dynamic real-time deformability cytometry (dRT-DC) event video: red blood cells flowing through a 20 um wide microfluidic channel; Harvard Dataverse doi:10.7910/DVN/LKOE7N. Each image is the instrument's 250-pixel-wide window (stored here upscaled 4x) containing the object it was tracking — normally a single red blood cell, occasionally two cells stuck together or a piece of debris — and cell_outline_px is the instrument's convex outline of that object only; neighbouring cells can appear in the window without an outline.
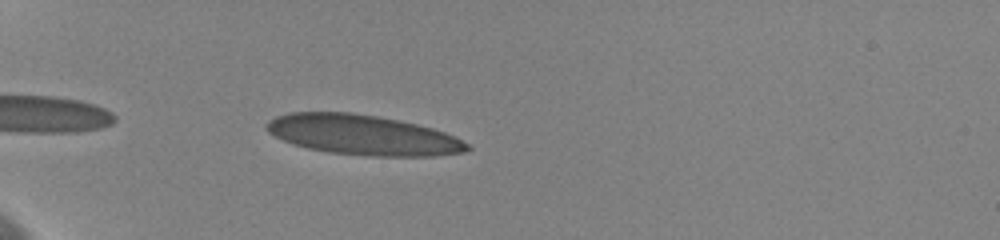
{"species": "human", "species_latin": "Homo sapiens", "temperature_condition": "cold", "stored_images_in_passage": 40, "camera_frame_rate_fps": 3000, "um_per_image_px": 0.085, "donor": {"sex": "female"}, "frame": {"image": 1, "passage_image": 1, "time_ms": 0.0, "image_size_px": [1000, 240], "cell_outline_px": [[472, 148], [464, 152], [432, 156], [372, 156], [328, 152], [308, 148], [292, 144], [268, 132], [264, 128], [264, 124], [268, 120], [276, 116], [288, 112], [352, 112], [400, 120], [432, 128], [456, 136], [468, 144]], "centroid_in_image_um": [30.82, 11.46], "position_along_channel_um": 54.2, "area_um2": 46.93}}
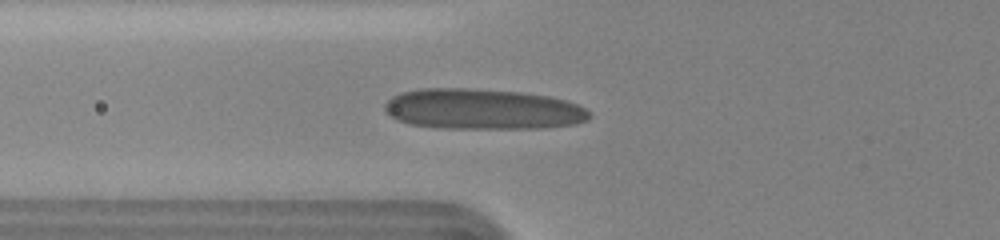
{"frame": {"image": 2, "passage_image": 9, "time_ms": 1.667, "image_size_px": [1000, 240], "cell_outline_px": [[592, 116], [588, 120], [576, 124], [540, 128], [440, 128], [408, 124], [396, 120], [388, 116], [384, 112], [384, 104], [392, 96], [400, 92], [420, 88], [468, 88], [520, 92], [548, 96], [568, 100], [580, 104]], "centroid_in_image_um": [40.99, 9.28], "position_along_channel_um": 84.8, "area_um2": 48.96}}
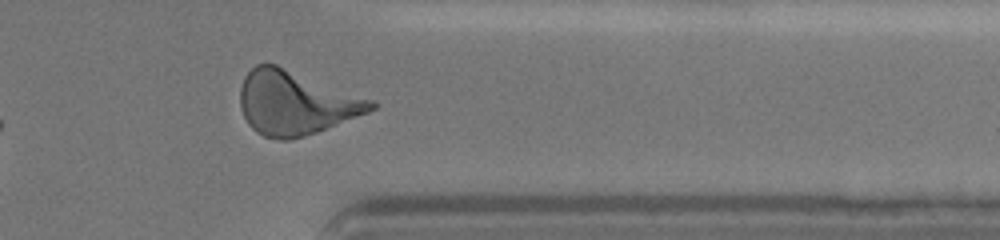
{"frame": {"image": 3, "passage_image": 35, "time_ms": 10.0, "image_size_px": [1000, 240], "cell_outline_px": [[376, 108], [368, 112], [316, 132], [304, 136], [288, 140], [280, 140], [264, 136], [256, 132], [248, 124], [240, 108], [240, 88], [244, 76], [256, 64], [276, 64], [372, 100], [376, 104]], "centroid_in_image_um": [25.08, 8.75], "position_along_channel_um": 386.3, "area_um2": 48.15}, "authors_computed_cell_mechanics": {"area_um2": 45.4019, "velocity_mm_per_s": 3.6313, "shape_relaxation_time_tau1_ms": 5.7727, "shape_relaxation_time_tau2_ms": null, "deformation_change_tau1": 0.182, "deformation_change_tau2": null}}